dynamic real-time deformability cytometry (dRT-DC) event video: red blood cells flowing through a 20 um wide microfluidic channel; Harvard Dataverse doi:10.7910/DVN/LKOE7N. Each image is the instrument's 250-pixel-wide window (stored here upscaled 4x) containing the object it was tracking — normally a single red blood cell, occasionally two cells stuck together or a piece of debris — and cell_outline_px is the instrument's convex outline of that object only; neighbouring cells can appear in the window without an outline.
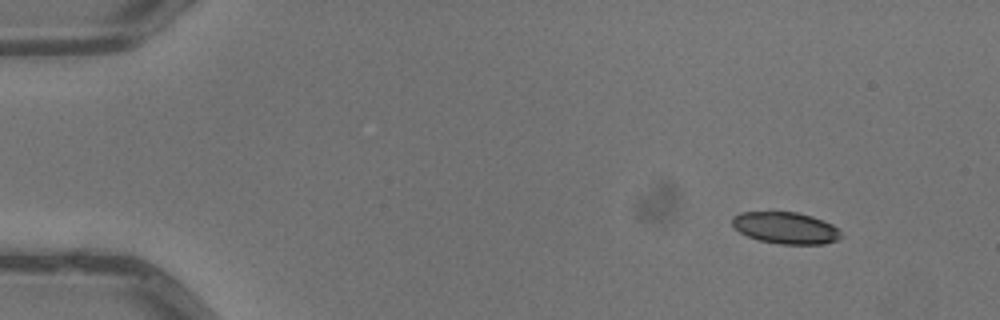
{"species": "common noctule bat (a hibernating species)", "species_latin": "Nyctalus noctula", "temperature_condition": "warm", "stored_images_in_passage": 4, "camera_frame_rate_fps": 3000, "um_per_image_px": 0.085, "animal": {"sex": "male", "body_mass_g": 13.3}, "frame": {"image": 1, "passage_image": 1, "time_ms": 0.0, "image_size_px": [1000, 320], "cell_outline_px": [[844, 236], [836, 240], [824, 244], [780, 244], [760, 240], [748, 236], [740, 232], [732, 224], [732, 216], [740, 212], [772, 208], [796, 212], [812, 216], [824, 220], [832, 224]], "centroid_in_image_um": [66.74, 19.31], "position_along_channel_um": 18.3, "area_um2": 20.87}}
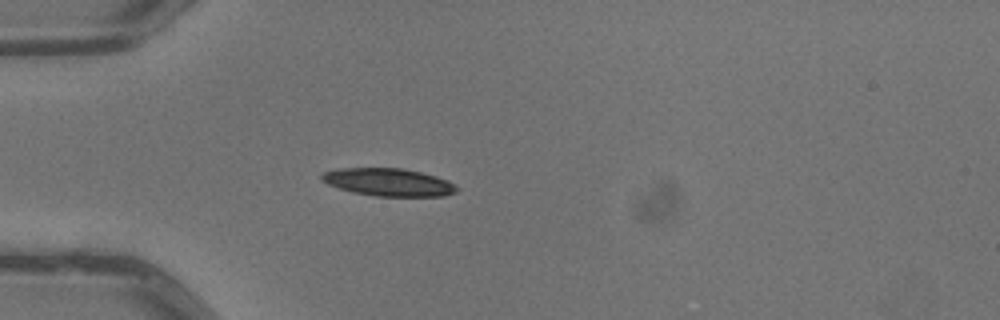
{"frame": {"image": 2, "passage_image": 4, "time_ms": 1.0, "image_size_px": [1000, 320], "cell_outline_px": [[460, 188], [456, 192], [444, 196], [376, 196], [352, 192], [328, 184], [320, 180], [320, 176], [324, 172], [336, 168], [404, 168], [436, 176], [448, 180], [456, 184]], "centroid_in_image_um": [33.04, 15.48], "position_along_channel_um": 52.0, "area_um2": 21.96}}